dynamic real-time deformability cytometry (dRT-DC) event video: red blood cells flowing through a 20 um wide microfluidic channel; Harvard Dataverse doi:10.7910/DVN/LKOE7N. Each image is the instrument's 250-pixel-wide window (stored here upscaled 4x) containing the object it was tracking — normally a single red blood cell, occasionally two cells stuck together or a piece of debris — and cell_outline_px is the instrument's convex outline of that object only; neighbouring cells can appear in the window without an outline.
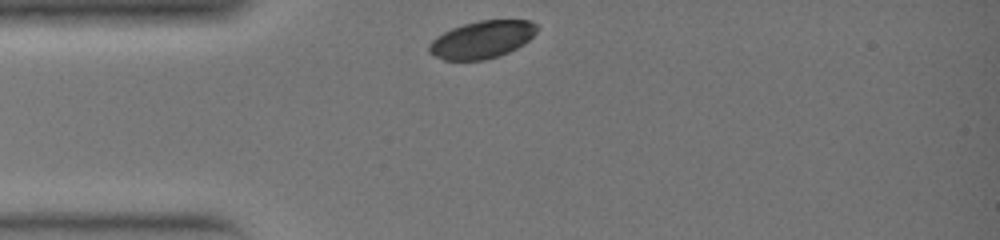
{"species": "common noctule bat (a hibernating species)", "species_latin": "Nyctalus noctula", "temperature_condition": "warm", "stored_images_in_passage": 23, "camera_frame_rate_fps": 3000, "um_per_image_px": 0.085, "animal": {"sex": "female", "body_mass_g": 19.0, "forearm_length_mm": 51.5}, "frame": {"image": 1, "passage_image": 1, "time_ms": 0.0, "image_size_px": [1000, 240], "cell_outline_px": [[536, 32], [524, 44], [508, 52], [484, 60], [444, 60], [428, 52], [428, 44], [436, 36], [452, 28], [464, 24], [480, 20], [532, 20], [536, 24]], "centroid_in_image_um": [40.95, 3.36], "position_along_channel_um": 44.1, "area_um2": 23.41}}
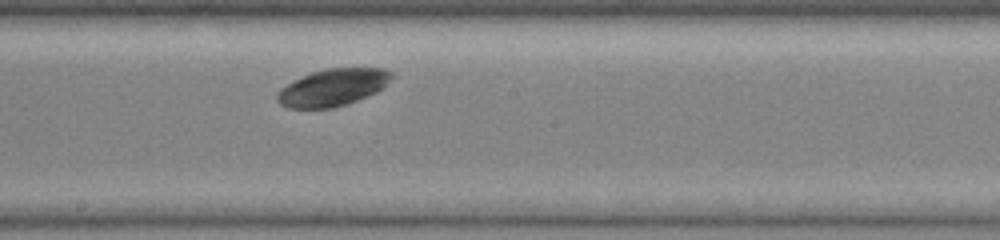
{"frame": {"image": 2, "passage_image": 12, "time_ms": 3.667, "image_size_px": [1000, 240], "cell_outline_px": [[392, 76], [376, 92], [368, 96], [348, 104], [332, 108], [288, 108], [280, 104], [276, 100], [276, 92], [280, 88], [312, 72], [324, 68], [384, 68], [392, 72]], "centroid_in_image_um": [28.25, 7.44], "position_along_channel_um": 219.9, "area_um2": 24.57}}
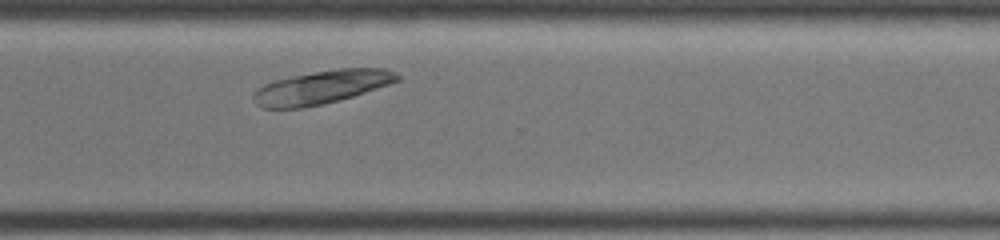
{"frame": {"image": 3, "passage_image": 19, "time_ms": 6.0, "image_size_px": [1000, 240], "cell_outline_px": [[400, 80], [352, 96], [324, 104], [304, 108], [260, 108], [252, 100], [252, 92], [256, 88], [264, 84], [276, 80], [292, 76], [340, 68], [384, 68], [396, 72], [400, 76]], "centroid_in_image_um": [27.28, 7.42], "position_along_channel_um": 343.3, "area_um2": 27.92}}